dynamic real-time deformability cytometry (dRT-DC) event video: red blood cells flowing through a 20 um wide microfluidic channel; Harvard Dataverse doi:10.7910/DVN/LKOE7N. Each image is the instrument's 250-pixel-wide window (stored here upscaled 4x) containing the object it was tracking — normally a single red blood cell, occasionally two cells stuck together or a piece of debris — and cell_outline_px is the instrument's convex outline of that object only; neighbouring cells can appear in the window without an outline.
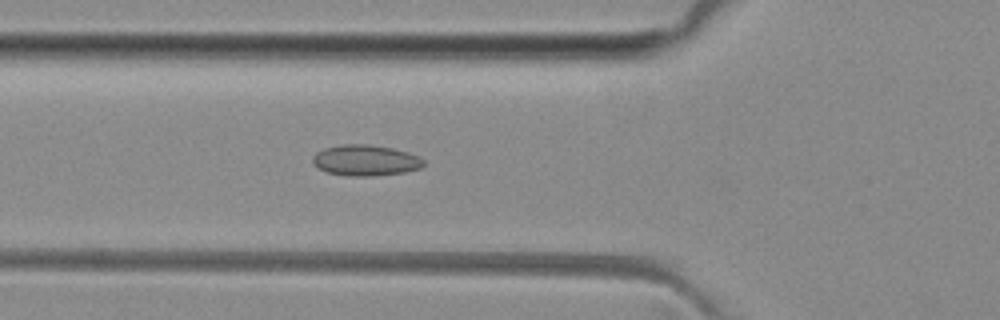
{"species": "common noctule bat (a hibernating species)", "species_latin": "Nyctalus noctula", "temperature_condition": "room temperature", "stored_images_in_passage": 46, "camera_frame_rate_fps": 3000, "um_per_image_px": 0.085, "animal": {"sex": "female", "body_mass_g": 29.2, "forearm_length_mm": 56.3}, "frame": {"image": 1, "passage_image": 18, "time_ms": 5.667, "image_size_px": [1000, 320], "cell_outline_px": [[424, 164], [420, 168], [404, 172], [372, 176], [348, 176], [328, 172], [312, 164], [312, 156], [316, 152], [324, 148], [340, 144], [368, 144], [392, 148], [408, 152], [420, 156], [424, 160]], "centroid_in_image_um": [31.06, 13.62], "position_along_channel_um": 94.7, "area_um2": 20.06}}
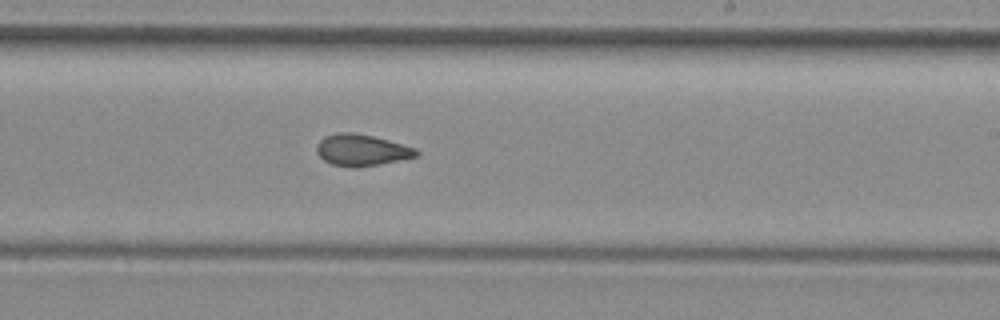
{"frame": {"image": 2, "passage_image": 30, "time_ms": 9.667, "image_size_px": [1000, 320], "cell_outline_px": [[420, 156], [380, 164], [356, 168], [352, 168], [332, 164], [324, 160], [316, 152], [316, 144], [324, 136], [340, 132], [352, 132], [372, 136], [388, 140], [416, 148], [420, 152]], "centroid_in_image_um": [30.74, 12.76], "position_along_channel_um": 258.3, "area_um2": 18.44}}
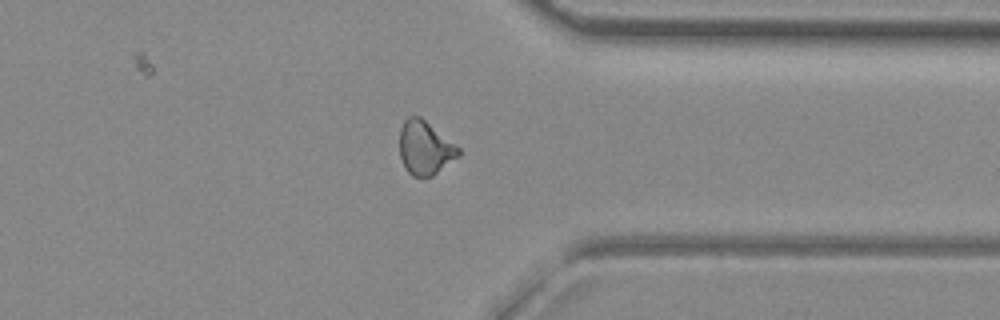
{"frame": {"image": 3, "passage_image": 39, "time_ms": 12.667, "image_size_px": [1000, 320], "cell_outline_px": [[460, 156], [432, 176], [412, 176], [404, 168], [400, 156], [400, 128], [404, 120], [408, 116], [420, 116], [460, 148]], "centroid_in_image_um": [36.12, 12.57], "position_along_channel_um": 375.3, "area_um2": 18.44}, "authors_computed_cell_mechanics": {"area_um2": 18.4382, "velocity_mm_per_s": 4.0823, "shape_relaxation_time_tau1_ms": null, "shape_relaxation_time_tau2_ms": 2.7497, "deformation_change_tau1": null, "deformation_change_tau2": 0.08}}